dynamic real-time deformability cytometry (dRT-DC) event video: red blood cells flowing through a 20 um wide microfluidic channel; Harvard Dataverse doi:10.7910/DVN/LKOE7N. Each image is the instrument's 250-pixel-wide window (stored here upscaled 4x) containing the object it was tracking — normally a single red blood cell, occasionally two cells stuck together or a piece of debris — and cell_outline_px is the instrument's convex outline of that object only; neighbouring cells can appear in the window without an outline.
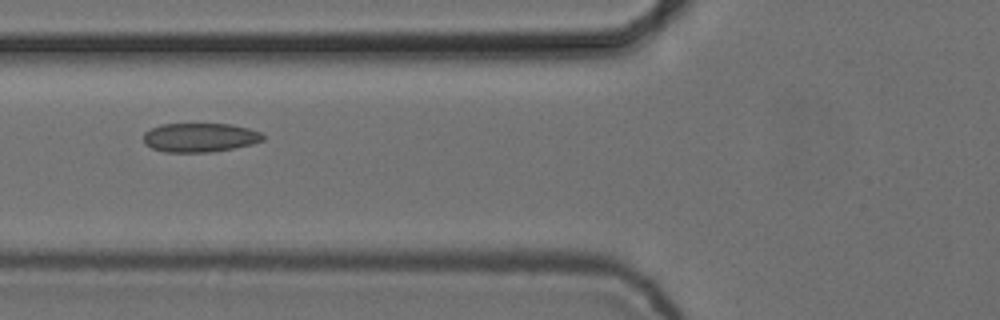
{"species": "common noctule bat (a hibernating species)", "species_latin": "Nyctalus noctula", "temperature_condition": "cold", "stored_images_in_passage": 7, "camera_frame_rate_fps": 3000, "um_per_image_px": 0.085, "animal": {"sex": "female", "body_mass_g": 24.6, "forearm_length_mm": 56.2}, "frame": {"image": 1, "passage_image": 7, "time_ms": 2.0, "image_size_px": [1000, 320], "cell_outline_px": [[264, 140], [252, 144], [212, 152], [164, 152], [152, 148], [144, 144], [144, 132], [160, 124], [232, 124], [248, 128], [260, 132], [264, 136]], "centroid_in_image_um": [16.98, 11.69], "position_along_channel_um": 108.8, "area_um2": 20.23}}